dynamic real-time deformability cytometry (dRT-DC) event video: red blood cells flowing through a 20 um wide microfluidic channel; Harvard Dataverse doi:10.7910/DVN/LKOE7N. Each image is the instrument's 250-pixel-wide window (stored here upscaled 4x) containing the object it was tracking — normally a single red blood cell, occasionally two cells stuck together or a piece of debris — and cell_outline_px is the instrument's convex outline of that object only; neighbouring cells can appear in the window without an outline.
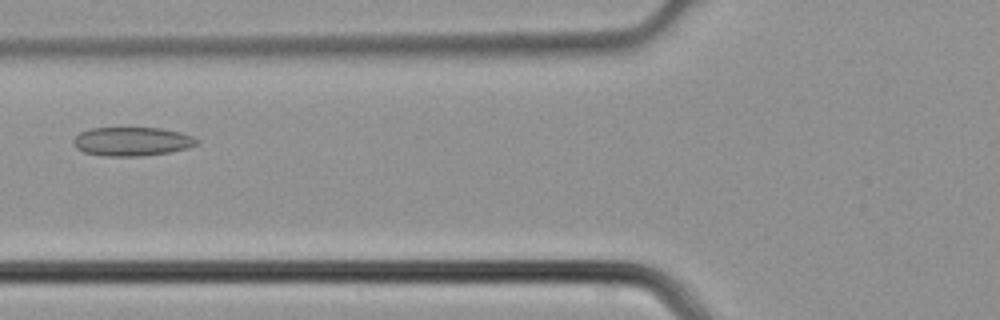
{"species": "common noctule bat (a hibernating species)", "species_latin": "Nyctalus noctula", "temperature_condition": "cold", "stored_images_in_passage": 2, "camera_frame_rate_fps": 3000, "um_per_image_px": 0.085, "animal": {"sex": "male", "body_mass_g": 21.5, "forearm_length_mm": 52.0}, "frame": {"image": 1, "passage_image": 2, "time_ms": 0.333, "image_size_px": [1000, 320], "cell_outline_px": [[200, 144], [188, 148], [172, 152], [140, 156], [104, 156], [84, 152], [76, 148], [72, 144], [72, 140], [80, 132], [92, 128], [160, 128], [180, 132], [192, 136], [200, 140]], "centroid_in_image_um": [11.24, 12.03], "position_along_channel_um": 114.6, "area_um2": 20.92}}